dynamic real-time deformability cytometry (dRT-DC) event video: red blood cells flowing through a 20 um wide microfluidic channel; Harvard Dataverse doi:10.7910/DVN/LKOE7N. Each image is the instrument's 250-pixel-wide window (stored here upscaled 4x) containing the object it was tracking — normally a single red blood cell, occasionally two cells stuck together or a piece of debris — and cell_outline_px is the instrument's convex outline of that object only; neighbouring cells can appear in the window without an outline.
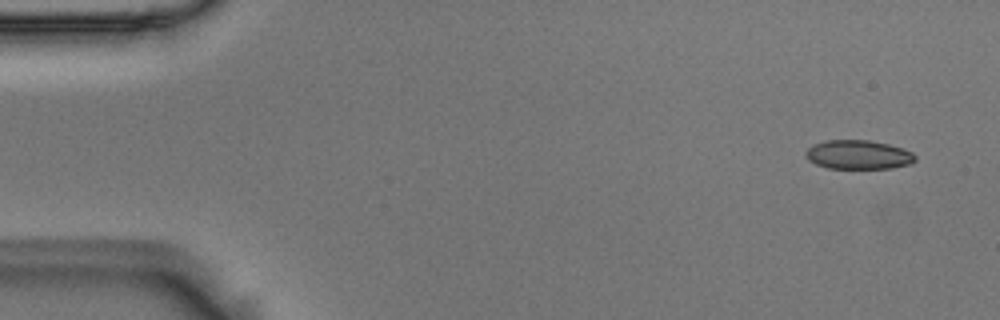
{"species": "Egyptian fruit bat (a non-hibernating species)", "species_latin": "Rousettus aegyptiacus", "temperature_condition": "room temperature", "stored_images_in_passage": 2, "camera_frame_rate_fps": 3000, "um_per_image_px": 0.085, "animal": {"sex": "male"}, "frame": {"image": 1, "passage_image": 1, "time_ms": 0.0, "image_size_px": [1000, 320], "cell_outline_px": [[916, 160], [908, 164], [892, 168], [828, 168], [816, 164], [808, 160], [804, 152], [812, 144], [828, 140], [868, 140], [888, 144], [912, 152], [916, 156]], "centroid_in_image_um": [72.93, 13.14], "position_along_channel_um": 12.1, "area_um2": 18.44}}
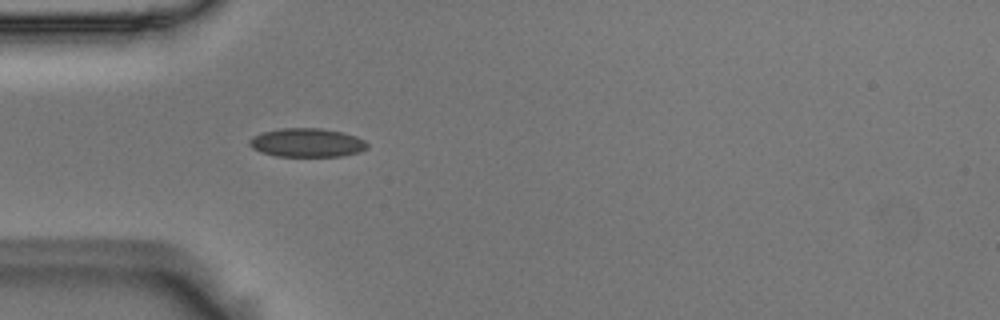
{"frame": {"image": 2, "passage_image": 2, "time_ms": 0.333, "image_size_px": [1000, 320], "cell_outline_px": [[368, 148], [360, 152], [344, 156], [276, 156], [260, 152], [252, 148], [248, 144], [248, 140], [252, 136], [264, 132], [280, 128], [320, 128], [340, 132], [356, 136], [364, 140], [368, 144]], "centroid_in_image_um": [26.08, 12.13], "position_along_channel_um": 58.9, "area_um2": 19.83}}